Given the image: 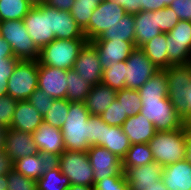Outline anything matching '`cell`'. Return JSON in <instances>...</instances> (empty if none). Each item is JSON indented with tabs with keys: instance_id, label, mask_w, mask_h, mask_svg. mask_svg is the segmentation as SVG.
Masks as SVG:
<instances>
[{
	"instance_id": "1",
	"label": "cell",
	"mask_w": 191,
	"mask_h": 190,
	"mask_svg": "<svg viewBox=\"0 0 191 190\" xmlns=\"http://www.w3.org/2000/svg\"><path fill=\"white\" fill-rule=\"evenodd\" d=\"M91 114L84 102H70L68 117L61 128L65 150L87 152Z\"/></svg>"
},
{
	"instance_id": "2",
	"label": "cell",
	"mask_w": 191,
	"mask_h": 190,
	"mask_svg": "<svg viewBox=\"0 0 191 190\" xmlns=\"http://www.w3.org/2000/svg\"><path fill=\"white\" fill-rule=\"evenodd\" d=\"M57 11L39 1L35 2L23 18L28 34L39 50L56 39Z\"/></svg>"
},
{
	"instance_id": "3",
	"label": "cell",
	"mask_w": 191,
	"mask_h": 190,
	"mask_svg": "<svg viewBox=\"0 0 191 190\" xmlns=\"http://www.w3.org/2000/svg\"><path fill=\"white\" fill-rule=\"evenodd\" d=\"M148 145L154 162L162 167L185 159L186 137L184 125L171 131H157Z\"/></svg>"
},
{
	"instance_id": "4",
	"label": "cell",
	"mask_w": 191,
	"mask_h": 190,
	"mask_svg": "<svg viewBox=\"0 0 191 190\" xmlns=\"http://www.w3.org/2000/svg\"><path fill=\"white\" fill-rule=\"evenodd\" d=\"M87 42V39H54L40 50L37 61L49 67L71 70L80 50Z\"/></svg>"
},
{
	"instance_id": "5",
	"label": "cell",
	"mask_w": 191,
	"mask_h": 190,
	"mask_svg": "<svg viewBox=\"0 0 191 190\" xmlns=\"http://www.w3.org/2000/svg\"><path fill=\"white\" fill-rule=\"evenodd\" d=\"M140 114L154 124L156 131L161 132L179 129L185 122L168 97L141 100Z\"/></svg>"
},
{
	"instance_id": "6",
	"label": "cell",
	"mask_w": 191,
	"mask_h": 190,
	"mask_svg": "<svg viewBox=\"0 0 191 190\" xmlns=\"http://www.w3.org/2000/svg\"><path fill=\"white\" fill-rule=\"evenodd\" d=\"M0 37L20 60H38L40 50L28 34L23 20L0 21Z\"/></svg>"
},
{
	"instance_id": "7",
	"label": "cell",
	"mask_w": 191,
	"mask_h": 190,
	"mask_svg": "<svg viewBox=\"0 0 191 190\" xmlns=\"http://www.w3.org/2000/svg\"><path fill=\"white\" fill-rule=\"evenodd\" d=\"M55 163L69 179L71 185L94 187V172L87 152L65 150Z\"/></svg>"
},
{
	"instance_id": "8",
	"label": "cell",
	"mask_w": 191,
	"mask_h": 190,
	"mask_svg": "<svg viewBox=\"0 0 191 190\" xmlns=\"http://www.w3.org/2000/svg\"><path fill=\"white\" fill-rule=\"evenodd\" d=\"M7 84L8 95L17 101H27L38 87V61L19 60Z\"/></svg>"
},
{
	"instance_id": "9",
	"label": "cell",
	"mask_w": 191,
	"mask_h": 190,
	"mask_svg": "<svg viewBox=\"0 0 191 190\" xmlns=\"http://www.w3.org/2000/svg\"><path fill=\"white\" fill-rule=\"evenodd\" d=\"M127 13L115 0H102L91 15L83 31L87 41L98 39L107 29L118 23Z\"/></svg>"
},
{
	"instance_id": "10",
	"label": "cell",
	"mask_w": 191,
	"mask_h": 190,
	"mask_svg": "<svg viewBox=\"0 0 191 190\" xmlns=\"http://www.w3.org/2000/svg\"><path fill=\"white\" fill-rule=\"evenodd\" d=\"M166 34L169 65L187 64L191 51V21L180 20Z\"/></svg>"
},
{
	"instance_id": "11",
	"label": "cell",
	"mask_w": 191,
	"mask_h": 190,
	"mask_svg": "<svg viewBox=\"0 0 191 190\" xmlns=\"http://www.w3.org/2000/svg\"><path fill=\"white\" fill-rule=\"evenodd\" d=\"M126 88L138 90L159 69L149 60L140 48H136L126 60Z\"/></svg>"
},
{
	"instance_id": "12",
	"label": "cell",
	"mask_w": 191,
	"mask_h": 190,
	"mask_svg": "<svg viewBox=\"0 0 191 190\" xmlns=\"http://www.w3.org/2000/svg\"><path fill=\"white\" fill-rule=\"evenodd\" d=\"M87 155L94 172V184L110 176L124 175L122 159L107 148L92 145L87 150Z\"/></svg>"
},
{
	"instance_id": "13",
	"label": "cell",
	"mask_w": 191,
	"mask_h": 190,
	"mask_svg": "<svg viewBox=\"0 0 191 190\" xmlns=\"http://www.w3.org/2000/svg\"><path fill=\"white\" fill-rule=\"evenodd\" d=\"M164 70L168 85L167 97L179 110L184 105V97L191 84V65L171 64Z\"/></svg>"
},
{
	"instance_id": "14",
	"label": "cell",
	"mask_w": 191,
	"mask_h": 190,
	"mask_svg": "<svg viewBox=\"0 0 191 190\" xmlns=\"http://www.w3.org/2000/svg\"><path fill=\"white\" fill-rule=\"evenodd\" d=\"M67 70L38 62V88L53 99H67Z\"/></svg>"
},
{
	"instance_id": "15",
	"label": "cell",
	"mask_w": 191,
	"mask_h": 190,
	"mask_svg": "<svg viewBox=\"0 0 191 190\" xmlns=\"http://www.w3.org/2000/svg\"><path fill=\"white\" fill-rule=\"evenodd\" d=\"M103 69L119 61H126L136 49L133 42L118 40H92Z\"/></svg>"
},
{
	"instance_id": "16",
	"label": "cell",
	"mask_w": 191,
	"mask_h": 190,
	"mask_svg": "<svg viewBox=\"0 0 191 190\" xmlns=\"http://www.w3.org/2000/svg\"><path fill=\"white\" fill-rule=\"evenodd\" d=\"M39 153L55 161L64 151L63 135L60 128L43 122L32 133Z\"/></svg>"
},
{
	"instance_id": "17",
	"label": "cell",
	"mask_w": 191,
	"mask_h": 190,
	"mask_svg": "<svg viewBox=\"0 0 191 190\" xmlns=\"http://www.w3.org/2000/svg\"><path fill=\"white\" fill-rule=\"evenodd\" d=\"M73 69L92 86L101 82L103 68L96 49L90 42L80 50Z\"/></svg>"
},
{
	"instance_id": "18",
	"label": "cell",
	"mask_w": 191,
	"mask_h": 190,
	"mask_svg": "<svg viewBox=\"0 0 191 190\" xmlns=\"http://www.w3.org/2000/svg\"><path fill=\"white\" fill-rule=\"evenodd\" d=\"M5 152L12 162L39 153L31 133H25L13 128L6 131Z\"/></svg>"
},
{
	"instance_id": "19",
	"label": "cell",
	"mask_w": 191,
	"mask_h": 190,
	"mask_svg": "<svg viewBox=\"0 0 191 190\" xmlns=\"http://www.w3.org/2000/svg\"><path fill=\"white\" fill-rule=\"evenodd\" d=\"M163 167L152 162L140 167H128L124 174L129 184V190L148 188L162 179Z\"/></svg>"
},
{
	"instance_id": "20",
	"label": "cell",
	"mask_w": 191,
	"mask_h": 190,
	"mask_svg": "<svg viewBox=\"0 0 191 190\" xmlns=\"http://www.w3.org/2000/svg\"><path fill=\"white\" fill-rule=\"evenodd\" d=\"M162 180L168 190H190L191 164L183 159L164 166Z\"/></svg>"
},
{
	"instance_id": "21",
	"label": "cell",
	"mask_w": 191,
	"mask_h": 190,
	"mask_svg": "<svg viewBox=\"0 0 191 190\" xmlns=\"http://www.w3.org/2000/svg\"><path fill=\"white\" fill-rule=\"evenodd\" d=\"M135 20V46L140 48L153 37L159 36L158 10L140 11L134 14Z\"/></svg>"
},
{
	"instance_id": "22",
	"label": "cell",
	"mask_w": 191,
	"mask_h": 190,
	"mask_svg": "<svg viewBox=\"0 0 191 190\" xmlns=\"http://www.w3.org/2000/svg\"><path fill=\"white\" fill-rule=\"evenodd\" d=\"M121 127L131 144L148 143L157 132L154 124L140 113L128 117Z\"/></svg>"
},
{
	"instance_id": "23",
	"label": "cell",
	"mask_w": 191,
	"mask_h": 190,
	"mask_svg": "<svg viewBox=\"0 0 191 190\" xmlns=\"http://www.w3.org/2000/svg\"><path fill=\"white\" fill-rule=\"evenodd\" d=\"M42 123L43 117L28 101H18L10 128L32 134Z\"/></svg>"
},
{
	"instance_id": "24",
	"label": "cell",
	"mask_w": 191,
	"mask_h": 190,
	"mask_svg": "<svg viewBox=\"0 0 191 190\" xmlns=\"http://www.w3.org/2000/svg\"><path fill=\"white\" fill-rule=\"evenodd\" d=\"M116 93L117 91L100 82L91 87L84 105L91 115L101 116L116 99Z\"/></svg>"
},
{
	"instance_id": "25",
	"label": "cell",
	"mask_w": 191,
	"mask_h": 190,
	"mask_svg": "<svg viewBox=\"0 0 191 190\" xmlns=\"http://www.w3.org/2000/svg\"><path fill=\"white\" fill-rule=\"evenodd\" d=\"M52 162L53 160L47 155L38 153L15 160L13 169L25 177L37 181Z\"/></svg>"
},
{
	"instance_id": "26",
	"label": "cell",
	"mask_w": 191,
	"mask_h": 190,
	"mask_svg": "<svg viewBox=\"0 0 191 190\" xmlns=\"http://www.w3.org/2000/svg\"><path fill=\"white\" fill-rule=\"evenodd\" d=\"M140 49L159 70H164L169 66L166 33L153 37Z\"/></svg>"
},
{
	"instance_id": "27",
	"label": "cell",
	"mask_w": 191,
	"mask_h": 190,
	"mask_svg": "<svg viewBox=\"0 0 191 190\" xmlns=\"http://www.w3.org/2000/svg\"><path fill=\"white\" fill-rule=\"evenodd\" d=\"M70 187L69 179L61 172L55 161L45 169L43 175L36 181V190H68Z\"/></svg>"
},
{
	"instance_id": "28",
	"label": "cell",
	"mask_w": 191,
	"mask_h": 190,
	"mask_svg": "<svg viewBox=\"0 0 191 190\" xmlns=\"http://www.w3.org/2000/svg\"><path fill=\"white\" fill-rule=\"evenodd\" d=\"M95 40L129 41L135 44L134 14L127 13L118 23L107 29L106 32Z\"/></svg>"
},
{
	"instance_id": "29",
	"label": "cell",
	"mask_w": 191,
	"mask_h": 190,
	"mask_svg": "<svg viewBox=\"0 0 191 190\" xmlns=\"http://www.w3.org/2000/svg\"><path fill=\"white\" fill-rule=\"evenodd\" d=\"M131 143L127 135L123 132L121 126H109L106 123L104 134V148H107L111 153L122 159Z\"/></svg>"
},
{
	"instance_id": "30",
	"label": "cell",
	"mask_w": 191,
	"mask_h": 190,
	"mask_svg": "<svg viewBox=\"0 0 191 190\" xmlns=\"http://www.w3.org/2000/svg\"><path fill=\"white\" fill-rule=\"evenodd\" d=\"M56 39H86L82 29L78 26L70 11H57Z\"/></svg>"
},
{
	"instance_id": "31",
	"label": "cell",
	"mask_w": 191,
	"mask_h": 190,
	"mask_svg": "<svg viewBox=\"0 0 191 190\" xmlns=\"http://www.w3.org/2000/svg\"><path fill=\"white\" fill-rule=\"evenodd\" d=\"M141 100L164 99L167 97L168 85L165 77V70H159L138 89Z\"/></svg>"
},
{
	"instance_id": "32",
	"label": "cell",
	"mask_w": 191,
	"mask_h": 190,
	"mask_svg": "<svg viewBox=\"0 0 191 190\" xmlns=\"http://www.w3.org/2000/svg\"><path fill=\"white\" fill-rule=\"evenodd\" d=\"M154 162L148 143L131 144L122 158V170L128 167H140Z\"/></svg>"
},
{
	"instance_id": "33",
	"label": "cell",
	"mask_w": 191,
	"mask_h": 190,
	"mask_svg": "<svg viewBox=\"0 0 191 190\" xmlns=\"http://www.w3.org/2000/svg\"><path fill=\"white\" fill-rule=\"evenodd\" d=\"M34 4L33 0H0V21L23 20Z\"/></svg>"
},
{
	"instance_id": "34",
	"label": "cell",
	"mask_w": 191,
	"mask_h": 190,
	"mask_svg": "<svg viewBox=\"0 0 191 190\" xmlns=\"http://www.w3.org/2000/svg\"><path fill=\"white\" fill-rule=\"evenodd\" d=\"M67 85V100L69 102H84L92 87L74 69L67 70Z\"/></svg>"
},
{
	"instance_id": "35",
	"label": "cell",
	"mask_w": 191,
	"mask_h": 190,
	"mask_svg": "<svg viewBox=\"0 0 191 190\" xmlns=\"http://www.w3.org/2000/svg\"><path fill=\"white\" fill-rule=\"evenodd\" d=\"M126 61H119L112 66H107L103 69L101 82L108 85L115 91L122 90L126 88Z\"/></svg>"
},
{
	"instance_id": "36",
	"label": "cell",
	"mask_w": 191,
	"mask_h": 190,
	"mask_svg": "<svg viewBox=\"0 0 191 190\" xmlns=\"http://www.w3.org/2000/svg\"><path fill=\"white\" fill-rule=\"evenodd\" d=\"M101 1L102 0H75L70 14L82 31L88 27L93 10L99 6Z\"/></svg>"
},
{
	"instance_id": "37",
	"label": "cell",
	"mask_w": 191,
	"mask_h": 190,
	"mask_svg": "<svg viewBox=\"0 0 191 190\" xmlns=\"http://www.w3.org/2000/svg\"><path fill=\"white\" fill-rule=\"evenodd\" d=\"M116 99L122 105L127 117L140 113L141 98L138 90L123 88L116 93Z\"/></svg>"
},
{
	"instance_id": "38",
	"label": "cell",
	"mask_w": 191,
	"mask_h": 190,
	"mask_svg": "<svg viewBox=\"0 0 191 190\" xmlns=\"http://www.w3.org/2000/svg\"><path fill=\"white\" fill-rule=\"evenodd\" d=\"M69 106L67 99H55L51 109L43 117V122L61 129L68 117Z\"/></svg>"
},
{
	"instance_id": "39",
	"label": "cell",
	"mask_w": 191,
	"mask_h": 190,
	"mask_svg": "<svg viewBox=\"0 0 191 190\" xmlns=\"http://www.w3.org/2000/svg\"><path fill=\"white\" fill-rule=\"evenodd\" d=\"M89 125V138L88 144L90 146H104V134L106 123L101 116L91 115L88 120Z\"/></svg>"
},
{
	"instance_id": "40",
	"label": "cell",
	"mask_w": 191,
	"mask_h": 190,
	"mask_svg": "<svg viewBox=\"0 0 191 190\" xmlns=\"http://www.w3.org/2000/svg\"><path fill=\"white\" fill-rule=\"evenodd\" d=\"M101 118L109 126H122L128 117L124 113V109L122 108L120 102L115 99L107 110L103 112Z\"/></svg>"
},
{
	"instance_id": "41",
	"label": "cell",
	"mask_w": 191,
	"mask_h": 190,
	"mask_svg": "<svg viewBox=\"0 0 191 190\" xmlns=\"http://www.w3.org/2000/svg\"><path fill=\"white\" fill-rule=\"evenodd\" d=\"M55 99L50 97L46 92L40 88H36L27 101L40 113L42 117L46 115L48 110L51 109Z\"/></svg>"
},
{
	"instance_id": "42",
	"label": "cell",
	"mask_w": 191,
	"mask_h": 190,
	"mask_svg": "<svg viewBox=\"0 0 191 190\" xmlns=\"http://www.w3.org/2000/svg\"><path fill=\"white\" fill-rule=\"evenodd\" d=\"M17 104L18 101L8 94L0 97V126L10 128Z\"/></svg>"
},
{
	"instance_id": "43",
	"label": "cell",
	"mask_w": 191,
	"mask_h": 190,
	"mask_svg": "<svg viewBox=\"0 0 191 190\" xmlns=\"http://www.w3.org/2000/svg\"><path fill=\"white\" fill-rule=\"evenodd\" d=\"M7 190H36V181L12 169L7 175Z\"/></svg>"
},
{
	"instance_id": "44",
	"label": "cell",
	"mask_w": 191,
	"mask_h": 190,
	"mask_svg": "<svg viewBox=\"0 0 191 190\" xmlns=\"http://www.w3.org/2000/svg\"><path fill=\"white\" fill-rule=\"evenodd\" d=\"M93 190H129V184L125 174L116 175L96 181Z\"/></svg>"
},
{
	"instance_id": "45",
	"label": "cell",
	"mask_w": 191,
	"mask_h": 190,
	"mask_svg": "<svg viewBox=\"0 0 191 190\" xmlns=\"http://www.w3.org/2000/svg\"><path fill=\"white\" fill-rule=\"evenodd\" d=\"M158 21L161 33H168L180 20L170 7H165L158 10Z\"/></svg>"
},
{
	"instance_id": "46",
	"label": "cell",
	"mask_w": 191,
	"mask_h": 190,
	"mask_svg": "<svg viewBox=\"0 0 191 190\" xmlns=\"http://www.w3.org/2000/svg\"><path fill=\"white\" fill-rule=\"evenodd\" d=\"M169 7L179 20L191 21V0H174Z\"/></svg>"
},
{
	"instance_id": "47",
	"label": "cell",
	"mask_w": 191,
	"mask_h": 190,
	"mask_svg": "<svg viewBox=\"0 0 191 190\" xmlns=\"http://www.w3.org/2000/svg\"><path fill=\"white\" fill-rule=\"evenodd\" d=\"M19 60L20 59L16 57L0 60V82H8Z\"/></svg>"
},
{
	"instance_id": "48",
	"label": "cell",
	"mask_w": 191,
	"mask_h": 190,
	"mask_svg": "<svg viewBox=\"0 0 191 190\" xmlns=\"http://www.w3.org/2000/svg\"><path fill=\"white\" fill-rule=\"evenodd\" d=\"M174 0H141L142 11H156L169 7Z\"/></svg>"
},
{
	"instance_id": "49",
	"label": "cell",
	"mask_w": 191,
	"mask_h": 190,
	"mask_svg": "<svg viewBox=\"0 0 191 190\" xmlns=\"http://www.w3.org/2000/svg\"><path fill=\"white\" fill-rule=\"evenodd\" d=\"M128 14H136L142 11L141 0H115Z\"/></svg>"
},
{
	"instance_id": "50",
	"label": "cell",
	"mask_w": 191,
	"mask_h": 190,
	"mask_svg": "<svg viewBox=\"0 0 191 190\" xmlns=\"http://www.w3.org/2000/svg\"><path fill=\"white\" fill-rule=\"evenodd\" d=\"M48 7L55 8L59 11H70L75 0H42Z\"/></svg>"
},
{
	"instance_id": "51",
	"label": "cell",
	"mask_w": 191,
	"mask_h": 190,
	"mask_svg": "<svg viewBox=\"0 0 191 190\" xmlns=\"http://www.w3.org/2000/svg\"><path fill=\"white\" fill-rule=\"evenodd\" d=\"M187 94L184 97V105L179 109L181 117L185 120H191V84L187 88Z\"/></svg>"
},
{
	"instance_id": "52",
	"label": "cell",
	"mask_w": 191,
	"mask_h": 190,
	"mask_svg": "<svg viewBox=\"0 0 191 190\" xmlns=\"http://www.w3.org/2000/svg\"><path fill=\"white\" fill-rule=\"evenodd\" d=\"M13 169V162L8 157L5 149H0V176L7 175Z\"/></svg>"
},
{
	"instance_id": "53",
	"label": "cell",
	"mask_w": 191,
	"mask_h": 190,
	"mask_svg": "<svg viewBox=\"0 0 191 190\" xmlns=\"http://www.w3.org/2000/svg\"><path fill=\"white\" fill-rule=\"evenodd\" d=\"M184 130L186 137L185 160L191 164V120L184 122Z\"/></svg>"
},
{
	"instance_id": "54",
	"label": "cell",
	"mask_w": 191,
	"mask_h": 190,
	"mask_svg": "<svg viewBox=\"0 0 191 190\" xmlns=\"http://www.w3.org/2000/svg\"><path fill=\"white\" fill-rule=\"evenodd\" d=\"M7 58L15 57L10 45L2 37H0V60H6Z\"/></svg>"
},
{
	"instance_id": "55",
	"label": "cell",
	"mask_w": 191,
	"mask_h": 190,
	"mask_svg": "<svg viewBox=\"0 0 191 190\" xmlns=\"http://www.w3.org/2000/svg\"><path fill=\"white\" fill-rule=\"evenodd\" d=\"M140 190H168L161 179L160 181L154 183V185L149 186L148 188H141Z\"/></svg>"
},
{
	"instance_id": "56",
	"label": "cell",
	"mask_w": 191,
	"mask_h": 190,
	"mask_svg": "<svg viewBox=\"0 0 191 190\" xmlns=\"http://www.w3.org/2000/svg\"><path fill=\"white\" fill-rule=\"evenodd\" d=\"M8 129L6 126H0V149H5L6 131Z\"/></svg>"
},
{
	"instance_id": "57",
	"label": "cell",
	"mask_w": 191,
	"mask_h": 190,
	"mask_svg": "<svg viewBox=\"0 0 191 190\" xmlns=\"http://www.w3.org/2000/svg\"><path fill=\"white\" fill-rule=\"evenodd\" d=\"M8 180L6 175L0 176V190H7Z\"/></svg>"
},
{
	"instance_id": "58",
	"label": "cell",
	"mask_w": 191,
	"mask_h": 190,
	"mask_svg": "<svg viewBox=\"0 0 191 190\" xmlns=\"http://www.w3.org/2000/svg\"><path fill=\"white\" fill-rule=\"evenodd\" d=\"M68 190H93L91 186L71 185Z\"/></svg>"
},
{
	"instance_id": "59",
	"label": "cell",
	"mask_w": 191,
	"mask_h": 190,
	"mask_svg": "<svg viewBox=\"0 0 191 190\" xmlns=\"http://www.w3.org/2000/svg\"><path fill=\"white\" fill-rule=\"evenodd\" d=\"M8 82H0V97L7 95V84Z\"/></svg>"
},
{
	"instance_id": "60",
	"label": "cell",
	"mask_w": 191,
	"mask_h": 190,
	"mask_svg": "<svg viewBox=\"0 0 191 190\" xmlns=\"http://www.w3.org/2000/svg\"><path fill=\"white\" fill-rule=\"evenodd\" d=\"M188 64L191 65V51H190V56H189Z\"/></svg>"
}]
</instances>
